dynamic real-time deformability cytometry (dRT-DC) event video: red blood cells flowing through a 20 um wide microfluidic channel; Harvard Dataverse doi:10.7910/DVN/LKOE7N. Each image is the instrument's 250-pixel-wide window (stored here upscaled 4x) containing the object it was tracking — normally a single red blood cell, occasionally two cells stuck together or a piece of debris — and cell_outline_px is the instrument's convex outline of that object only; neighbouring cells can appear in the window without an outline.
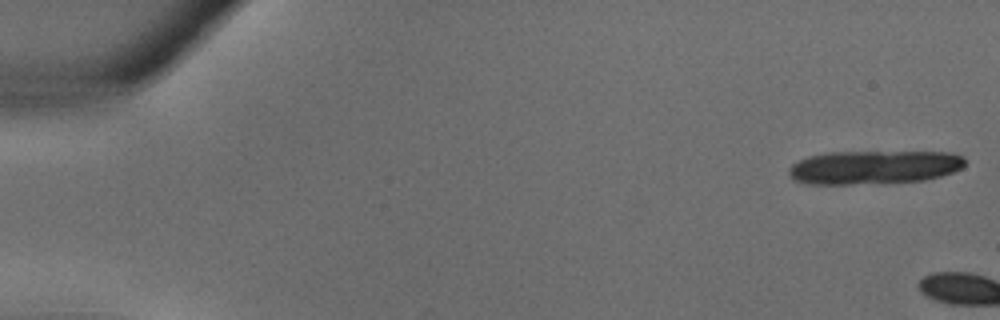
{"species": "common noctule bat (a hibernating species)", "species_latin": "Nyctalus noctula", "temperature_condition": "warm", "stored_images_in_passage": 3, "camera_frame_rate_fps": 3000, "um_per_image_px": 0.085, "animal": {"sex": "male", "body_mass_g": 18.8}, "frame": {"image": 1, "passage_image": 1, "time_ms": 0.0, "image_size_px": [1000, 320], "cell_outline_px": [[964, 168], [940, 176], [924, 180], [848, 184], [808, 184], [792, 180], [788, 176], [788, 168], [792, 164], [808, 156], [828, 152], [952, 152], [964, 156]], "centroid_in_image_um": [74.26, 14.21], "position_along_channel_um": 10.7, "area_um2": 34.62}}